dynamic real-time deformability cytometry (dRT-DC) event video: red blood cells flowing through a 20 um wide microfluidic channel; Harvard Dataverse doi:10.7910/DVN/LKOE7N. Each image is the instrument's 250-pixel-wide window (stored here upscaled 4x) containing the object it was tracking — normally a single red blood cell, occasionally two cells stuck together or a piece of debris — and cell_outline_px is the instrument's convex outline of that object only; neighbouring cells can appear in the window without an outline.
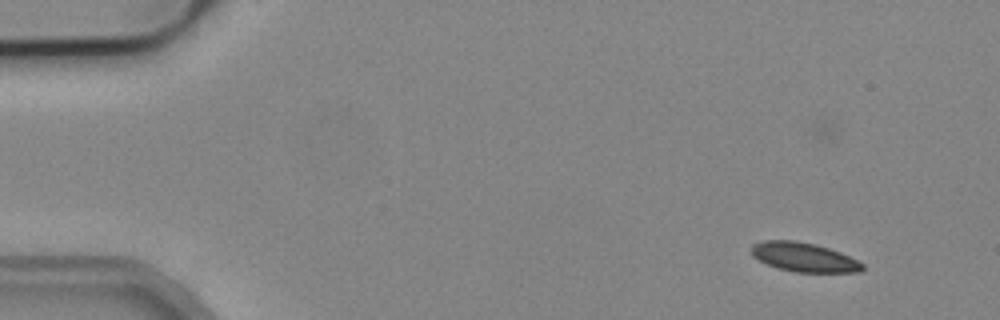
{"species": "common noctule bat (a hibernating species)", "species_latin": "Nyctalus noctula", "temperature_condition": "cold", "stored_images_in_passage": 5, "camera_frame_rate_fps": 3000, "um_per_image_px": 0.085, "animal": {"sex": "male", "body_mass_g": 19.2, "forearm_length_mm": 51.8}, "frame": {"image": 1, "passage_image": 2, "time_ms": 0.333, "image_size_px": [1000, 320], "cell_outline_px": [[864, 268], [860, 272], [796, 272], [776, 268], [752, 256], [752, 244], [764, 240], [796, 240], [816, 244], [840, 252], [864, 264]], "centroid_in_image_um": [68.32, 21.85], "position_along_channel_um": 16.7, "area_um2": 18.84}}